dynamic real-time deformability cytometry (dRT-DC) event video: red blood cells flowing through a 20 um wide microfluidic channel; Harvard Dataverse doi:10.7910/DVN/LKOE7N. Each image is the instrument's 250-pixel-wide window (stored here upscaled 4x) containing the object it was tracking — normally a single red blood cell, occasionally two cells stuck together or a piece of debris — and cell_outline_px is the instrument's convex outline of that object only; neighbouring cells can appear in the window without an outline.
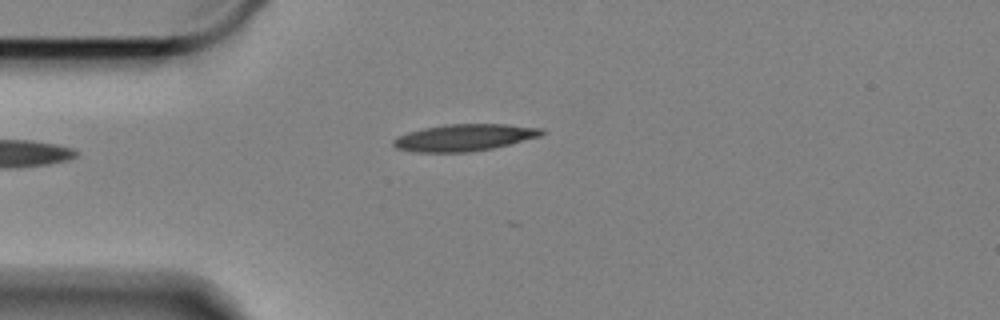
{"species": "Egyptian fruit bat (a non-hibernating species)", "species_latin": "Rousettus aegyptiacus", "temperature_condition": "cold", "stored_images_in_passage": 4, "camera_frame_rate_fps": 3000, "um_per_image_px": 0.085, "animal": {"sex": "female"}, "frame": {"image": 1, "passage_image": 2, "time_ms": 0.333, "image_size_px": [1000, 320], "cell_outline_px": [[544, 132], [540, 136], [492, 148], [468, 152], [412, 152], [396, 148], [392, 144], [392, 140], [408, 132], [424, 128], [448, 124], [504, 124], [540, 128]], "centroid_in_image_um": [39.42, 11.69], "position_along_channel_um": 45.6, "area_um2": 22.89}}